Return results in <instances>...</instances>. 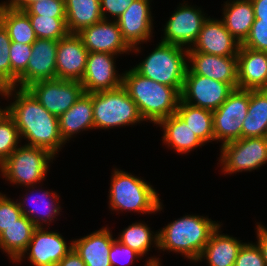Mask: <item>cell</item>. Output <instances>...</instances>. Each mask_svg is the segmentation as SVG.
I'll use <instances>...</instances> for the list:
<instances>
[{
  "label": "cell",
  "mask_w": 267,
  "mask_h": 266,
  "mask_svg": "<svg viewBox=\"0 0 267 266\" xmlns=\"http://www.w3.org/2000/svg\"><path fill=\"white\" fill-rule=\"evenodd\" d=\"M5 95V98L14 96L15 101L6 106V111L14 119L21 140L27 139L24 145L43 148L56 156L66 144L60 134L58 117L42 106L27 88L8 87Z\"/></svg>",
  "instance_id": "cell-1"
},
{
  "label": "cell",
  "mask_w": 267,
  "mask_h": 266,
  "mask_svg": "<svg viewBox=\"0 0 267 266\" xmlns=\"http://www.w3.org/2000/svg\"><path fill=\"white\" fill-rule=\"evenodd\" d=\"M122 87L136 103L144 121L158 124L176 113L180 93L137 73L133 68L123 73Z\"/></svg>",
  "instance_id": "cell-2"
},
{
  "label": "cell",
  "mask_w": 267,
  "mask_h": 266,
  "mask_svg": "<svg viewBox=\"0 0 267 266\" xmlns=\"http://www.w3.org/2000/svg\"><path fill=\"white\" fill-rule=\"evenodd\" d=\"M221 224L200 215H184L158 231V250L179 253L197 263L213 231Z\"/></svg>",
  "instance_id": "cell-3"
},
{
  "label": "cell",
  "mask_w": 267,
  "mask_h": 266,
  "mask_svg": "<svg viewBox=\"0 0 267 266\" xmlns=\"http://www.w3.org/2000/svg\"><path fill=\"white\" fill-rule=\"evenodd\" d=\"M112 172L108 195L111 211H134L142 214L162 211L159 194L151 184L118 168Z\"/></svg>",
  "instance_id": "cell-4"
},
{
  "label": "cell",
  "mask_w": 267,
  "mask_h": 266,
  "mask_svg": "<svg viewBox=\"0 0 267 266\" xmlns=\"http://www.w3.org/2000/svg\"><path fill=\"white\" fill-rule=\"evenodd\" d=\"M188 49L159 42L154 50L133 69L158 83L174 87L181 93L188 69Z\"/></svg>",
  "instance_id": "cell-5"
},
{
  "label": "cell",
  "mask_w": 267,
  "mask_h": 266,
  "mask_svg": "<svg viewBox=\"0 0 267 266\" xmlns=\"http://www.w3.org/2000/svg\"><path fill=\"white\" fill-rule=\"evenodd\" d=\"M54 157L48 150L22 144L0 165V174L18 186L40 185L46 179L49 163L53 162Z\"/></svg>",
  "instance_id": "cell-6"
},
{
  "label": "cell",
  "mask_w": 267,
  "mask_h": 266,
  "mask_svg": "<svg viewBox=\"0 0 267 266\" xmlns=\"http://www.w3.org/2000/svg\"><path fill=\"white\" fill-rule=\"evenodd\" d=\"M95 129H113L143 122L136 103L121 86L114 90L93 92Z\"/></svg>",
  "instance_id": "cell-7"
},
{
  "label": "cell",
  "mask_w": 267,
  "mask_h": 266,
  "mask_svg": "<svg viewBox=\"0 0 267 266\" xmlns=\"http://www.w3.org/2000/svg\"><path fill=\"white\" fill-rule=\"evenodd\" d=\"M221 173L253 171L267 163V137L241 138L221 144Z\"/></svg>",
  "instance_id": "cell-8"
},
{
  "label": "cell",
  "mask_w": 267,
  "mask_h": 266,
  "mask_svg": "<svg viewBox=\"0 0 267 266\" xmlns=\"http://www.w3.org/2000/svg\"><path fill=\"white\" fill-rule=\"evenodd\" d=\"M27 89L57 117L65 113L84 93L80 81L63 79L37 81Z\"/></svg>",
  "instance_id": "cell-9"
},
{
  "label": "cell",
  "mask_w": 267,
  "mask_h": 266,
  "mask_svg": "<svg viewBox=\"0 0 267 266\" xmlns=\"http://www.w3.org/2000/svg\"><path fill=\"white\" fill-rule=\"evenodd\" d=\"M233 90L234 88L228 83L194 73H186L180 100L194 107L214 111L221 106Z\"/></svg>",
  "instance_id": "cell-10"
},
{
  "label": "cell",
  "mask_w": 267,
  "mask_h": 266,
  "mask_svg": "<svg viewBox=\"0 0 267 266\" xmlns=\"http://www.w3.org/2000/svg\"><path fill=\"white\" fill-rule=\"evenodd\" d=\"M72 248V241L67 244L65 238L57 230L50 231L44 226L37 227L27 249L15 262L17 264L27 258L33 266H56Z\"/></svg>",
  "instance_id": "cell-11"
},
{
  "label": "cell",
  "mask_w": 267,
  "mask_h": 266,
  "mask_svg": "<svg viewBox=\"0 0 267 266\" xmlns=\"http://www.w3.org/2000/svg\"><path fill=\"white\" fill-rule=\"evenodd\" d=\"M207 18L200 8L188 5L184 1L166 22L164 37L160 41L190 49Z\"/></svg>",
  "instance_id": "cell-12"
},
{
  "label": "cell",
  "mask_w": 267,
  "mask_h": 266,
  "mask_svg": "<svg viewBox=\"0 0 267 266\" xmlns=\"http://www.w3.org/2000/svg\"><path fill=\"white\" fill-rule=\"evenodd\" d=\"M151 0H134L116 19L123 39L132 48V53L141 52V45L153 36ZM140 45V47L138 46Z\"/></svg>",
  "instance_id": "cell-13"
},
{
  "label": "cell",
  "mask_w": 267,
  "mask_h": 266,
  "mask_svg": "<svg viewBox=\"0 0 267 266\" xmlns=\"http://www.w3.org/2000/svg\"><path fill=\"white\" fill-rule=\"evenodd\" d=\"M119 55L89 52L86 70L80 81L85 93L114 90L122 86L123 73L118 74L116 60Z\"/></svg>",
  "instance_id": "cell-14"
},
{
  "label": "cell",
  "mask_w": 267,
  "mask_h": 266,
  "mask_svg": "<svg viewBox=\"0 0 267 266\" xmlns=\"http://www.w3.org/2000/svg\"><path fill=\"white\" fill-rule=\"evenodd\" d=\"M57 48L58 40L37 38L34 41L27 69L18 77L19 88H27L41 80L57 79Z\"/></svg>",
  "instance_id": "cell-15"
},
{
  "label": "cell",
  "mask_w": 267,
  "mask_h": 266,
  "mask_svg": "<svg viewBox=\"0 0 267 266\" xmlns=\"http://www.w3.org/2000/svg\"><path fill=\"white\" fill-rule=\"evenodd\" d=\"M102 19L100 22L83 28L77 34L88 52L109 54H129L132 48L123 39L116 20Z\"/></svg>",
  "instance_id": "cell-16"
},
{
  "label": "cell",
  "mask_w": 267,
  "mask_h": 266,
  "mask_svg": "<svg viewBox=\"0 0 267 266\" xmlns=\"http://www.w3.org/2000/svg\"><path fill=\"white\" fill-rule=\"evenodd\" d=\"M187 72L208 77L238 88L237 56L187 52ZM191 63V64H190Z\"/></svg>",
  "instance_id": "cell-17"
},
{
  "label": "cell",
  "mask_w": 267,
  "mask_h": 266,
  "mask_svg": "<svg viewBox=\"0 0 267 266\" xmlns=\"http://www.w3.org/2000/svg\"><path fill=\"white\" fill-rule=\"evenodd\" d=\"M241 43L226 29L222 20H205L199 35L188 52H201L217 56H237Z\"/></svg>",
  "instance_id": "cell-18"
},
{
  "label": "cell",
  "mask_w": 267,
  "mask_h": 266,
  "mask_svg": "<svg viewBox=\"0 0 267 266\" xmlns=\"http://www.w3.org/2000/svg\"><path fill=\"white\" fill-rule=\"evenodd\" d=\"M88 50L76 33L58 40L56 55L57 79L81 81L87 63Z\"/></svg>",
  "instance_id": "cell-19"
},
{
  "label": "cell",
  "mask_w": 267,
  "mask_h": 266,
  "mask_svg": "<svg viewBox=\"0 0 267 266\" xmlns=\"http://www.w3.org/2000/svg\"><path fill=\"white\" fill-rule=\"evenodd\" d=\"M238 88L267 89V52L242 45L237 54Z\"/></svg>",
  "instance_id": "cell-20"
},
{
  "label": "cell",
  "mask_w": 267,
  "mask_h": 266,
  "mask_svg": "<svg viewBox=\"0 0 267 266\" xmlns=\"http://www.w3.org/2000/svg\"><path fill=\"white\" fill-rule=\"evenodd\" d=\"M34 187L37 188L36 186L26 187L29 190V194L32 192L31 196L26 193L23 196V198L25 197L23 200L18 201L17 199L19 207L22 210V214L32 221L36 227H43L44 224V227L50 226V223L60 214L62 208L59 206L60 196L55 191L49 192V190L44 191L42 189H36V191ZM31 188L33 191H30ZM38 190L39 192L42 190V194ZM34 191L36 192L35 194ZM29 201L30 203H28ZM27 204L31 205L28 206Z\"/></svg>",
  "instance_id": "cell-21"
},
{
  "label": "cell",
  "mask_w": 267,
  "mask_h": 266,
  "mask_svg": "<svg viewBox=\"0 0 267 266\" xmlns=\"http://www.w3.org/2000/svg\"><path fill=\"white\" fill-rule=\"evenodd\" d=\"M114 237L108 227H102L89 235L72 240L73 249L86 266H111L109 251Z\"/></svg>",
  "instance_id": "cell-22"
},
{
  "label": "cell",
  "mask_w": 267,
  "mask_h": 266,
  "mask_svg": "<svg viewBox=\"0 0 267 266\" xmlns=\"http://www.w3.org/2000/svg\"><path fill=\"white\" fill-rule=\"evenodd\" d=\"M61 137L67 143L74 134L95 128L93 119V93H83L80 98L58 117Z\"/></svg>",
  "instance_id": "cell-23"
},
{
  "label": "cell",
  "mask_w": 267,
  "mask_h": 266,
  "mask_svg": "<svg viewBox=\"0 0 267 266\" xmlns=\"http://www.w3.org/2000/svg\"><path fill=\"white\" fill-rule=\"evenodd\" d=\"M221 225L213 231L197 262L207 260L208 266H234L244 244L237 237L221 234Z\"/></svg>",
  "instance_id": "cell-24"
},
{
  "label": "cell",
  "mask_w": 267,
  "mask_h": 266,
  "mask_svg": "<svg viewBox=\"0 0 267 266\" xmlns=\"http://www.w3.org/2000/svg\"><path fill=\"white\" fill-rule=\"evenodd\" d=\"M224 3L221 20L231 35L242 44L255 21L253 4L251 0H227Z\"/></svg>",
  "instance_id": "cell-25"
},
{
  "label": "cell",
  "mask_w": 267,
  "mask_h": 266,
  "mask_svg": "<svg viewBox=\"0 0 267 266\" xmlns=\"http://www.w3.org/2000/svg\"><path fill=\"white\" fill-rule=\"evenodd\" d=\"M157 125L164 131L163 143L178 154H186L205 145L176 113L161 120Z\"/></svg>",
  "instance_id": "cell-26"
},
{
  "label": "cell",
  "mask_w": 267,
  "mask_h": 266,
  "mask_svg": "<svg viewBox=\"0 0 267 266\" xmlns=\"http://www.w3.org/2000/svg\"><path fill=\"white\" fill-rule=\"evenodd\" d=\"M252 137H267V89L249 90V106L241 138Z\"/></svg>",
  "instance_id": "cell-27"
},
{
  "label": "cell",
  "mask_w": 267,
  "mask_h": 266,
  "mask_svg": "<svg viewBox=\"0 0 267 266\" xmlns=\"http://www.w3.org/2000/svg\"><path fill=\"white\" fill-rule=\"evenodd\" d=\"M36 228L32 221L22 215L0 234V249L8 254L13 263L27 249Z\"/></svg>",
  "instance_id": "cell-28"
},
{
  "label": "cell",
  "mask_w": 267,
  "mask_h": 266,
  "mask_svg": "<svg viewBox=\"0 0 267 266\" xmlns=\"http://www.w3.org/2000/svg\"><path fill=\"white\" fill-rule=\"evenodd\" d=\"M65 11L69 33L77 34L103 19L100 0H65Z\"/></svg>",
  "instance_id": "cell-29"
},
{
  "label": "cell",
  "mask_w": 267,
  "mask_h": 266,
  "mask_svg": "<svg viewBox=\"0 0 267 266\" xmlns=\"http://www.w3.org/2000/svg\"><path fill=\"white\" fill-rule=\"evenodd\" d=\"M0 22L8 32L11 42L33 44L37 39L28 14L0 4Z\"/></svg>",
  "instance_id": "cell-30"
},
{
  "label": "cell",
  "mask_w": 267,
  "mask_h": 266,
  "mask_svg": "<svg viewBox=\"0 0 267 266\" xmlns=\"http://www.w3.org/2000/svg\"><path fill=\"white\" fill-rule=\"evenodd\" d=\"M176 114L205 144L214 141L213 113L211 110L191 106L179 100Z\"/></svg>",
  "instance_id": "cell-31"
},
{
  "label": "cell",
  "mask_w": 267,
  "mask_h": 266,
  "mask_svg": "<svg viewBox=\"0 0 267 266\" xmlns=\"http://www.w3.org/2000/svg\"><path fill=\"white\" fill-rule=\"evenodd\" d=\"M121 232L116 239L135 250L142 257L148 254V251H151V245H154L152 247H155V249L158 248V232L151 231V228L143 221L132 223Z\"/></svg>",
  "instance_id": "cell-32"
},
{
  "label": "cell",
  "mask_w": 267,
  "mask_h": 266,
  "mask_svg": "<svg viewBox=\"0 0 267 266\" xmlns=\"http://www.w3.org/2000/svg\"><path fill=\"white\" fill-rule=\"evenodd\" d=\"M37 38L60 40L69 34L66 17L28 15Z\"/></svg>",
  "instance_id": "cell-33"
},
{
  "label": "cell",
  "mask_w": 267,
  "mask_h": 266,
  "mask_svg": "<svg viewBox=\"0 0 267 266\" xmlns=\"http://www.w3.org/2000/svg\"><path fill=\"white\" fill-rule=\"evenodd\" d=\"M249 106V90L236 88L221 104V106L212 111L213 116H230L243 121L247 116Z\"/></svg>",
  "instance_id": "cell-34"
},
{
  "label": "cell",
  "mask_w": 267,
  "mask_h": 266,
  "mask_svg": "<svg viewBox=\"0 0 267 266\" xmlns=\"http://www.w3.org/2000/svg\"><path fill=\"white\" fill-rule=\"evenodd\" d=\"M21 142L14 119L5 111L0 116V165L11 155Z\"/></svg>",
  "instance_id": "cell-35"
},
{
  "label": "cell",
  "mask_w": 267,
  "mask_h": 266,
  "mask_svg": "<svg viewBox=\"0 0 267 266\" xmlns=\"http://www.w3.org/2000/svg\"><path fill=\"white\" fill-rule=\"evenodd\" d=\"M243 121L230 116H213L214 141L222 144L241 139Z\"/></svg>",
  "instance_id": "cell-36"
},
{
  "label": "cell",
  "mask_w": 267,
  "mask_h": 266,
  "mask_svg": "<svg viewBox=\"0 0 267 266\" xmlns=\"http://www.w3.org/2000/svg\"><path fill=\"white\" fill-rule=\"evenodd\" d=\"M9 51L11 87H18V77L27 69V64L31 57L32 44L11 42Z\"/></svg>",
  "instance_id": "cell-37"
},
{
  "label": "cell",
  "mask_w": 267,
  "mask_h": 266,
  "mask_svg": "<svg viewBox=\"0 0 267 266\" xmlns=\"http://www.w3.org/2000/svg\"><path fill=\"white\" fill-rule=\"evenodd\" d=\"M11 39L8 32L0 22V87H11V62H10Z\"/></svg>",
  "instance_id": "cell-38"
},
{
  "label": "cell",
  "mask_w": 267,
  "mask_h": 266,
  "mask_svg": "<svg viewBox=\"0 0 267 266\" xmlns=\"http://www.w3.org/2000/svg\"><path fill=\"white\" fill-rule=\"evenodd\" d=\"M24 11L28 15L66 17L65 0H40L30 4Z\"/></svg>",
  "instance_id": "cell-39"
},
{
  "label": "cell",
  "mask_w": 267,
  "mask_h": 266,
  "mask_svg": "<svg viewBox=\"0 0 267 266\" xmlns=\"http://www.w3.org/2000/svg\"><path fill=\"white\" fill-rule=\"evenodd\" d=\"M241 45L253 50L267 52V20L255 19L249 36Z\"/></svg>",
  "instance_id": "cell-40"
},
{
  "label": "cell",
  "mask_w": 267,
  "mask_h": 266,
  "mask_svg": "<svg viewBox=\"0 0 267 266\" xmlns=\"http://www.w3.org/2000/svg\"><path fill=\"white\" fill-rule=\"evenodd\" d=\"M19 204L0 192V234L22 216Z\"/></svg>",
  "instance_id": "cell-41"
},
{
  "label": "cell",
  "mask_w": 267,
  "mask_h": 266,
  "mask_svg": "<svg viewBox=\"0 0 267 266\" xmlns=\"http://www.w3.org/2000/svg\"><path fill=\"white\" fill-rule=\"evenodd\" d=\"M139 258H142L139 253L122 244L116 238L114 239L109 251L111 266H129L135 263V259L138 261Z\"/></svg>",
  "instance_id": "cell-42"
},
{
  "label": "cell",
  "mask_w": 267,
  "mask_h": 266,
  "mask_svg": "<svg viewBox=\"0 0 267 266\" xmlns=\"http://www.w3.org/2000/svg\"><path fill=\"white\" fill-rule=\"evenodd\" d=\"M234 266H266L261 251L255 243H244Z\"/></svg>",
  "instance_id": "cell-43"
},
{
  "label": "cell",
  "mask_w": 267,
  "mask_h": 266,
  "mask_svg": "<svg viewBox=\"0 0 267 266\" xmlns=\"http://www.w3.org/2000/svg\"><path fill=\"white\" fill-rule=\"evenodd\" d=\"M134 0H100L102 18L108 20L111 16L116 20ZM110 14L108 16V14ZM108 17V18H107Z\"/></svg>",
  "instance_id": "cell-44"
},
{
  "label": "cell",
  "mask_w": 267,
  "mask_h": 266,
  "mask_svg": "<svg viewBox=\"0 0 267 266\" xmlns=\"http://www.w3.org/2000/svg\"><path fill=\"white\" fill-rule=\"evenodd\" d=\"M256 223H257L256 228H255V230L257 229L256 230V234H257L256 244L261 251L262 257L265 261V265L267 266V228L259 222H256Z\"/></svg>",
  "instance_id": "cell-45"
},
{
  "label": "cell",
  "mask_w": 267,
  "mask_h": 266,
  "mask_svg": "<svg viewBox=\"0 0 267 266\" xmlns=\"http://www.w3.org/2000/svg\"><path fill=\"white\" fill-rule=\"evenodd\" d=\"M56 266H86V264L72 248L71 251L64 256Z\"/></svg>",
  "instance_id": "cell-46"
},
{
  "label": "cell",
  "mask_w": 267,
  "mask_h": 266,
  "mask_svg": "<svg viewBox=\"0 0 267 266\" xmlns=\"http://www.w3.org/2000/svg\"><path fill=\"white\" fill-rule=\"evenodd\" d=\"M255 19L267 20V0H251Z\"/></svg>",
  "instance_id": "cell-47"
},
{
  "label": "cell",
  "mask_w": 267,
  "mask_h": 266,
  "mask_svg": "<svg viewBox=\"0 0 267 266\" xmlns=\"http://www.w3.org/2000/svg\"><path fill=\"white\" fill-rule=\"evenodd\" d=\"M7 1L6 2L4 1L0 4H3L5 6L18 9V10H25L33 2H38L40 0H7Z\"/></svg>",
  "instance_id": "cell-48"
},
{
  "label": "cell",
  "mask_w": 267,
  "mask_h": 266,
  "mask_svg": "<svg viewBox=\"0 0 267 266\" xmlns=\"http://www.w3.org/2000/svg\"><path fill=\"white\" fill-rule=\"evenodd\" d=\"M159 257H150L149 259H147L146 264L144 266H161V262L159 260Z\"/></svg>",
  "instance_id": "cell-49"
},
{
  "label": "cell",
  "mask_w": 267,
  "mask_h": 266,
  "mask_svg": "<svg viewBox=\"0 0 267 266\" xmlns=\"http://www.w3.org/2000/svg\"><path fill=\"white\" fill-rule=\"evenodd\" d=\"M2 95V97H6L5 95V88H0V96ZM6 111V107H4L3 109L0 107V116Z\"/></svg>",
  "instance_id": "cell-50"
}]
</instances>
